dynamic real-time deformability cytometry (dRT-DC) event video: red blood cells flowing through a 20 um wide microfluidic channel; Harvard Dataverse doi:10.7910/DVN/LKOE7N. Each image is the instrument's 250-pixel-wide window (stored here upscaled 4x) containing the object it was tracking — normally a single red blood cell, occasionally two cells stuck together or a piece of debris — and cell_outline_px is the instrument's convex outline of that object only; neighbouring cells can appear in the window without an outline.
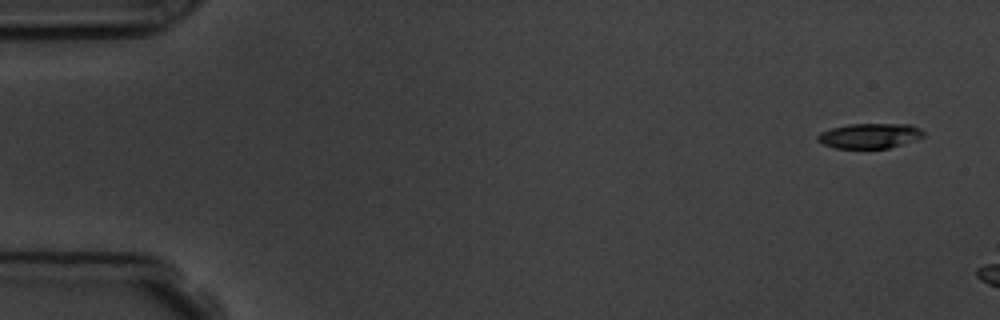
{"species": "common noctule bat (a hibernating species)", "species_latin": "Nyctalus noctula", "temperature_condition": "room temperature", "stored_images_in_passage": 2, "camera_frame_rate_fps": 3000, "um_per_image_px": 0.085, "animal": {"sex": "male", "body_mass_g": 19.5, "forearm_length_mm": 54.6}, "frame": {"image": 1, "passage_image": 1, "time_ms": 0.0, "image_size_px": [1000, 320], "cell_outline_px": [[924, 136], [916, 140], [888, 148], [836, 148], [820, 144], [816, 140], [816, 136], [820, 132], [832, 128], [848, 124], [912, 124], [920, 128], [924, 132]], "centroid_in_image_um": [73.91, 11.54], "position_along_channel_um": 11.1, "area_um2": 15.61}}